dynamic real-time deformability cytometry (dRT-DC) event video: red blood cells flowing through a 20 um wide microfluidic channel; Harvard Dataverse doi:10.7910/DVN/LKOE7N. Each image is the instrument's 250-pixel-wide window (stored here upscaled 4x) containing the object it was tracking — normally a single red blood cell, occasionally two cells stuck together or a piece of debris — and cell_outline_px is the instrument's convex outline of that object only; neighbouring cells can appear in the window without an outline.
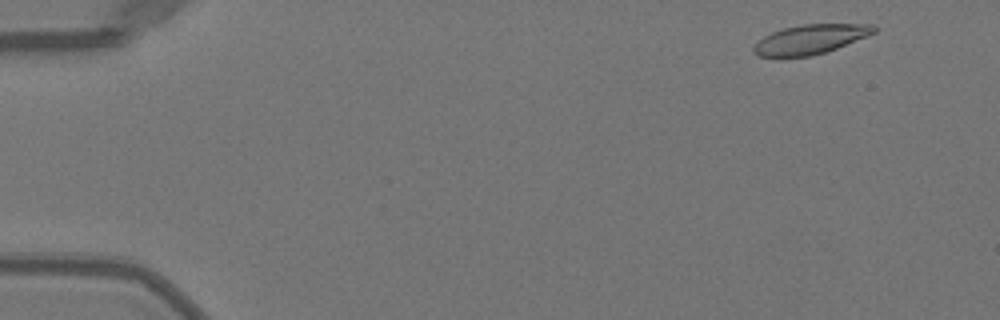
{"species": "Egyptian fruit bat (a non-hibernating species)", "species_latin": "Rousettus aegyptiacus", "temperature_condition": "warm", "stored_images_in_passage": 50, "camera_frame_rate_fps": 3000, "um_per_image_px": 0.085, "animal": {"sex": "female"}, "frame": {"image": 1, "passage_image": 3, "time_ms": 0.667, "image_size_px": [1000, 320], "cell_outline_px": [[876, 32], [868, 36], [836, 48], [812, 56], [760, 56], [752, 52], [752, 48], [764, 36], [772, 32], [784, 28], [804, 24], [876, 24]], "centroid_in_image_um": [68.91, 3.33], "position_along_channel_um": 16.1, "area_um2": 20.4}}
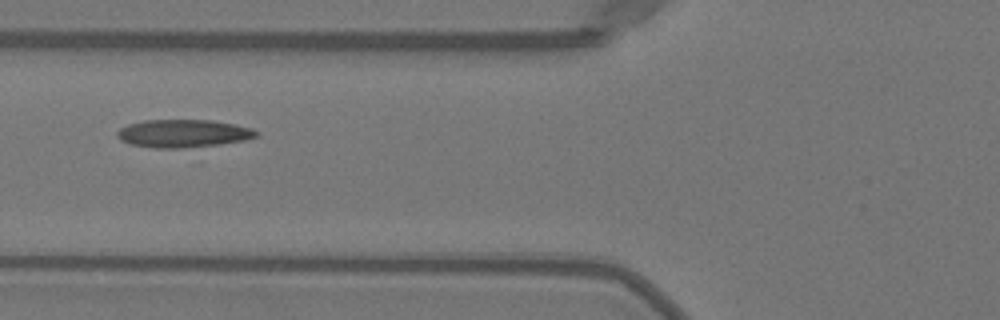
{"frame": {"image": 2, "passage_image": 19, "time_ms": 6.0, "image_size_px": [1000, 320], "cell_outline_px": [[260, 132], [256, 136], [244, 140], [220, 144], [184, 148], [156, 148], [132, 144], [120, 140], [116, 136], [116, 132], [120, 128], [128, 124], [144, 120], [212, 120], [236, 124], [252, 128]], "centroid_in_image_um": [15.57, 11.33], "position_along_channel_um": 110.2, "area_um2": 22.66}}
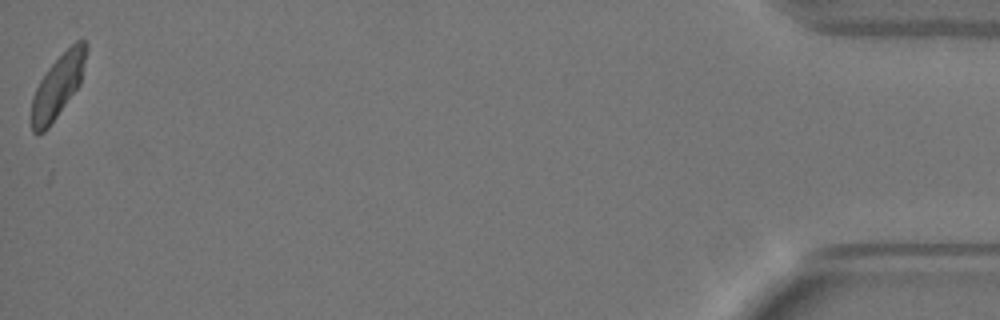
{"frame": {"image": 3, "passage_image": 50, "time_ms": 16.333, "image_size_px": [1000, 320], "cell_outline_px": [[88, 48], [80, 84], [48, 128], [44, 132], [36, 136], [32, 132], [32, 96], [40, 80], [48, 68], [76, 40], [84, 40], [88, 44]], "centroid_in_image_um": [4.92, 7.32], "position_along_channel_um": 430.3, "area_um2": 19.88}, "authors_computed_cell_mechanics": {"area_um2": 21.5594, "velocity_mm_per_s": 3.9903, "shape_relaxation_time_tau1_ms": 8.7548, "shape_relaxation_time_tau2_ms": 2.521, "deformation_change_tau1": 0.1653, "deformation_change_tau2": 0.0819}}